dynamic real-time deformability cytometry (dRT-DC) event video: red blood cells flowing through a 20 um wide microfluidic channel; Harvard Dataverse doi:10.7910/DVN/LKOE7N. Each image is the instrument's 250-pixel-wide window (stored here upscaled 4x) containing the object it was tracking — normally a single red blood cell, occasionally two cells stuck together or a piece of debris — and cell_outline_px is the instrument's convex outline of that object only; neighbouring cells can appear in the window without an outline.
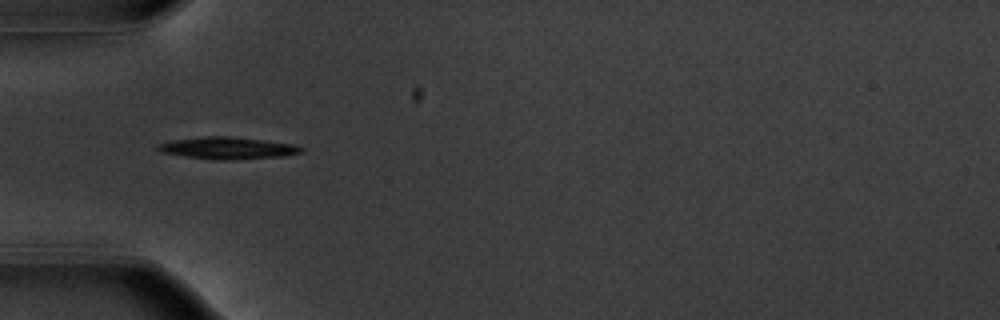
{"species": "common noctule bat (a hibernating species)", "species_latin": "Nyctalus noctula", "temperature_condition": "warm", "stored_images_in_passage": 21, "camera_frame_rate_fps": 3000, "um_per_image_px": 0.085, "animal": {"sex": "male", "body_mass_g": 20.1, "forearm_length_mm": 53.5}, "frame": {"image": 1, "passage_image": 4, "time_ms": 1.0, "image_size_px": [1000, 320], "cell_outline_px": [[304, 152], [284, 156], [228, 160], [216, 160], [184, 156], [160, 152], [156, 148], [156, 144], [172, 140], [204, 136], [228, 136], [292, 144], [304, 148]], "centroid_in_image_um": [19.31, 12.59], "position_along_channel_um": 65.7, "area_um2": 18.32}}
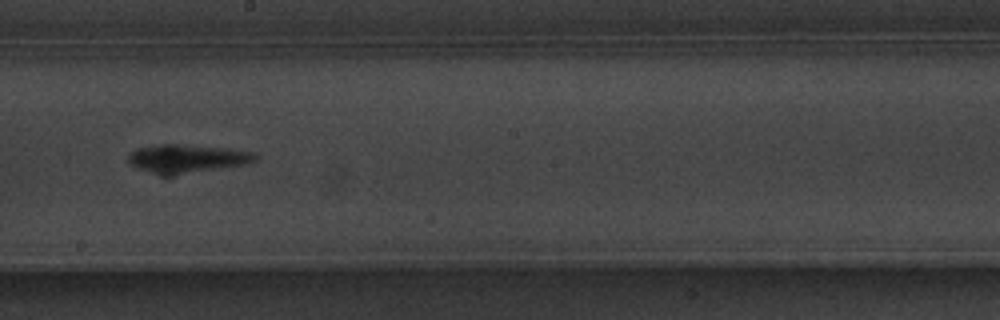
{"frame": {"image": 2, "passage_image": 18, "time_ms": 5.667, "image_size_px": [1000, 320], "cell_outline_px": [[256, 160], [244, 164], [168, 176], [152, 172], [140, 168], [132, 164], [128, 160], [128, 156], [136, 148], [152, 144], [180, 144], [224, 148], [252, 152], [256, 156]], "centroid_in_image_um": [15.84, 13.46], "position_along_channel_um": 232.4, "area_um2": 20.52}}